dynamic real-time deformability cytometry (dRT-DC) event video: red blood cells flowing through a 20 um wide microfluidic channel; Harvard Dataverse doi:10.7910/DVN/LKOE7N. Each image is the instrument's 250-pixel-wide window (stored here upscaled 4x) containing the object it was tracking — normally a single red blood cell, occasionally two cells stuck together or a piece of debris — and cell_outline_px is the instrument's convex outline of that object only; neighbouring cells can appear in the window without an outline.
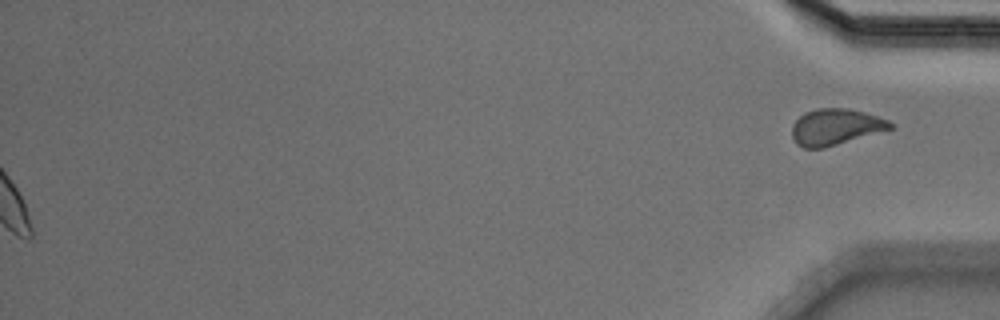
{"species": "Egyptian fruit bat (a non-hibernating species)", "species_latin": "Rousettus aegyptiacus", "temperature_condition": "cold", "stored_images_in_passage": 48, "segment_of_instrument_passage": [2, 2], "camera_frame_rate_fps": 3000, "um_per_image_px": 0.085, "animal": {"sex": "male"}, "frame": {"image": 1, "passage_image": 48, "time_ms": 15.667, "image_size_px": [1000, 320], "cell_outline_px": [[896, 128], [824, 148], [804, 148], [796, 144], [792, 136], [792, 124], [804, 112], [816, 108], [848, 108], [864, 112], [888, 120], [896, 124]], "centroid_in_image_um": [71.05, 10.79], "position_along_channel_um": 364.2, "area_um2": 21.04}}